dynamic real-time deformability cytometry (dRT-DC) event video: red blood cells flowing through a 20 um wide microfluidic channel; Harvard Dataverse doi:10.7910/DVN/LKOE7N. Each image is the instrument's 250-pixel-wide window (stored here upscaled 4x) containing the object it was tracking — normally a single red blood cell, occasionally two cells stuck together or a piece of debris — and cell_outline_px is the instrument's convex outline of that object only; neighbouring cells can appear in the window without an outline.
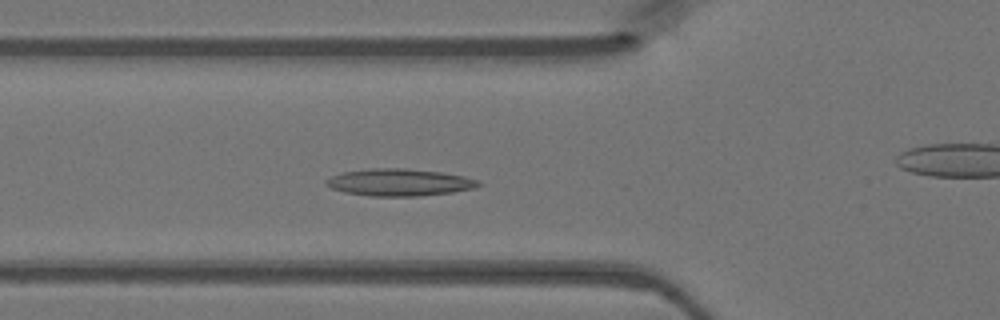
{"species": "Egyptian fruit bat (a non-hibernating species)", "species_latin": "Rousettus aegyptiacus", "temperature_condition": "warm", "stored_images_in_passage": 19, "camera_frame_rate_fps": 3000, "um_per_image_px": 0.085, "animal": {"sex": "female"}, "frame": {"image": 1, "passage_image": 9, "time_ms": 2.667, "image_size_px": [1000, 320], "cell_outline_px": [[480, 184], [472, 188], [452, 192], [420, 196], [372, 196], [344, 192], [332, 188], [324, 184], [324, 180], [332, 176], [344, 172], [368, 168], [408, 168], [440, 172], [464, 176], [480, 180]], "centroid_in_image_um": [33.92, 15.49], "position_along_channel_um": 91.9, "area_um2": 24.04}}
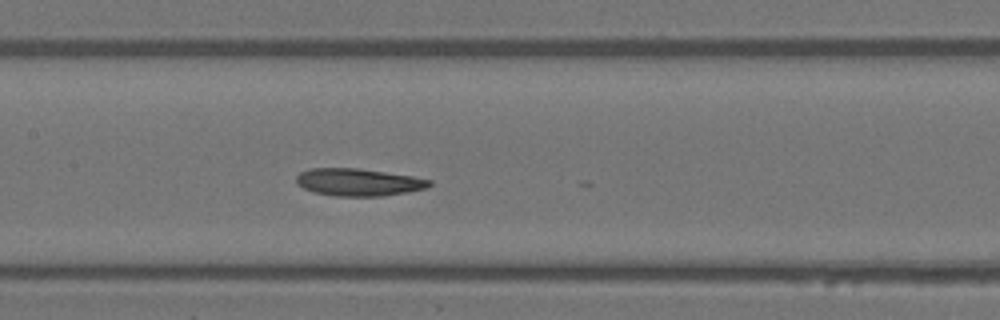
{"frame": {"image": 2, "passage_image": 15, "time_ms": 4.667, "image_size_px": [1000, 320], "cell_outline_px": [[432, 184], [424, 188], [408, 192], [384, 196], [332, 196], [312, 192], [296, 184], [296, 176], [300, 172], [308, 168], [356, 168], [412, 176], [432, 180]], "centroid_in_image_um": [30.42, 15.49], "position_along_channel_um": 177.0, "area_um2": 21.33}}
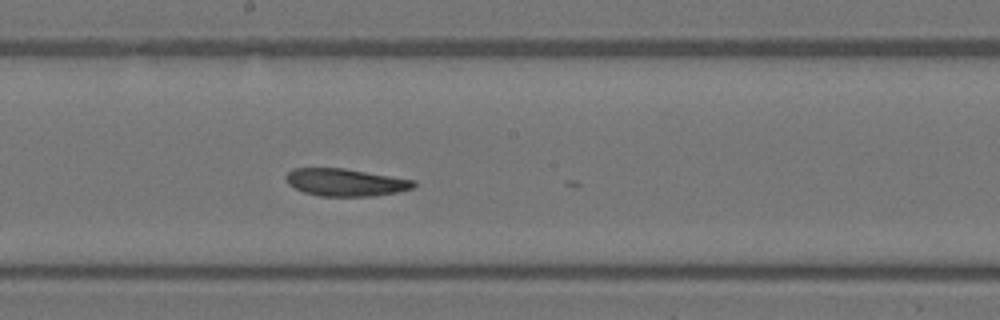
{"frame": {"image": 3, "passage_image": 18, "time_ms": 5.667, "image_size_px": [1000, 320], "cell_outline_px": [[416, 184], [412, 188], [396, 192], [372, 196], [320, 196], [304, 192], [288, 184], [284, 176], [292, 168], [344, 168], [416, 180]], "centroid_in_image_um": [29.35, 15.49], "position_along_channel_um": 218.8, "area_um2": 20.4}}